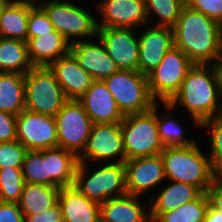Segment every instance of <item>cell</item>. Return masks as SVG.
<instances>
[{
    "instance_id": "1",
    "label": "cell",
    "mask_w": 222,
    "mask_h": 222,
    "mask_svg": "<svg viewBox=\"0 0 222 222\" xmlns=\"http://www.w3.org/2000/svg\"><path fill=\"white\" fill-rule=\"evenodd\" d=\"M173 28L174 46L194 64L215 65L222 51V25L184 5Z\"/></svg>"
},
{
    "instance_id": "2",
    "label": "cell",
    "mask_w": 222,
    "mask_h": 222,
    "mask_svg": "<svg viewBox=\"0 0 222 222\" xmlns=\"http://www.w3.org/2000/svg\"><path fill=\"white\" fill-rule=\"evenodd\" d=\"M220 103L222 104V84L216 66L194 64L178 93L169 103L162 105L169 110L175 109L177 104L182 105L191 113L195 125L200 127L202 122L222 115Z\"/></svg>"
},
{
    "instance_id": "3",
    "label": "cell",
    "mask_w": 222,
    "mask_h": 222,
    "mask_svg": "<svg viewBox=\"0 0 222 222\" xmlns=\"http://www.w3.org/2000/svg\"><path fill=\"white\" fill-rule=\"evenodd\" d=\"M165 178L192 184L207 192L217 175L210 158L205 156L197 142L188 146L165 147L160 153Z\"/></svg>"
},
{
    "instance_id": "4",
    "label": "cell",
    "mask_w": 222,
    "mask_h": 222,
    "mask_svg": "<svg viewBox=\"0 0 222 222\" xmlns=\"http://www.w3.org/2000/svg\"><path fill=\"white\" fill-rule=\"evenodd\" d=\"M86 174H88L87 164L78 162L73 186L98 204L127 194L124 163H104L87 179Z\"/></svg>"
},
{
    "instance_id": "5",
    "label": "cell",
    "mask_w": 222,
    "mask_h": 222,
    "mask_svg": "<svg viewBox=\"0 0 222 222\" xmlns=\"http://www.w3.org/2000/svg\"><path fill=\"white\" fill-rule=\"evenodd\" d=\"M121 132L126 160L158 155L165 148L159 137L156 105L149 111L124 116Z\"/></svg>"
},
{
    "instance_id": "6",
    "label": "cell",
    "mask_w": 222,
    "mask_h": 222,
    "mask_svg": "<svg viewBox=\"0 0 222 222\" xmlns=\"http://www.w3.org/2000/svg\"><path fill=\"white\" fill-rule=\"evenodd\" d=\"M104 82L124 116L149 111L158 103L150 93L147 75L140 71L117 70Z\"/></svg>"
},
{
    "instance_id": "7",
    "label": "cell",
    "mask_w": 222,
    "mask_h": 222,
    "mask_svg": "<svg viewBox=\"0 0 222 222\" xmlns=\"http://www.w3.org/2000/svg\"><path fill=\"white\" fill-rule=\"evenodd\" d=\"M25 109L55 117L69 100L46 66H34L25 74Z\"/></svg>"
},
{
    "instance_id": "8",
    "label": "cell",
    "mask_w": 222,
    "mask_h": 222,
    "mask_svg": "<svg viewBox=\"0 0 222 222\" xmlns=\"http://www.w3.org/2000/svg\"><path fill=\"white\" fill-rule=\"evenodd\" d=\"M37 6L45 11L55 30L70 44L77 42L76 38L97 37V19L70 0H50Z\"/></svg>"
},
{
    "instance_id": "9",
    "label": "cell",
    "mask_w": 222,
    "mask_h": 222,
    "mask_svg": "<svg viewBox=\"0 0 222 222\" xmlns=\"http://www.w3.org/2000/svg\"><path fill=\"white\" fill-rule=\"evenodd\" d=\"M194 63L179 48L173 46L160 64L148 75V85L153 99L169 103L178 93L183 80ZM158 97V98H157Z\"/></svg>"
},
{
    "instance_id": "10",
    "label": "cell",
    "mask_w": 222,
    "mask_h": 222,
    "mask_svg": "<svg viewBox=\"0 0 222 222\" xmlns=\"http://www.w3.org/2000/svg\"><path fill=\"white\" fill-rule=\"evenodd\" d=\"M58 147L74 153L83 152L93 125L82 104L69 99L55 115Z\"/></svg>"
},
{
    "instance_id": "11",
    "label": "cell",
    "mask_w": 222,
    "mask_h": 222,
    "mask_svg": "<svg viewBox=\"0 0 222 222\" xmlns=\"http://www.w3.org/2000/svg\"><path fill=\"white\" fill-rule=\"evenodd\" d=\"M117 156L120 160H115L114 163L126 161L121 123L93 124L86 146L78 156V162L98 160L109 163L108 160L116 159Z\"/></svg>"
},
{
    "instance_id": "12",
    "label": "cell",
    "mask_w": 222,
    "mask_h": 222,
    "mask_svg": "<svg viewBox=\"0 0 222 222\" xmlns=\"http://www.w3.org/2000/svg\"><path fill=\"white\" fill-rule=\"evenodd\" d=\"M16 140L27 150L58 147L55 117L24 109L16 118Z\"/></svg>"
},
{
    "instance_id": "13",
    "label": "cell",
    "mask_w": 222,
    "mask_h": 222,
    "mask_svg": "<svg viewBox=\"0 0 222 222\" xmlns=\"http://www.w3.org/2000/svg\"><path fill=\"white\" fill-rule=\"evenodd\" d=\"M134 28H98L97 37L118 70L138 71L139 38Z\"/></svg>"
},
{
    "instance_id": "14",
    "label": "cell",
    "mask_w": 222,
    "mask_h": 222,
    "mask_svg": "<svg viewBox=\"0 0 222 222\" xmlns=\"http://www.w3.org/2000/svg\"><path fill=\"white\" fill-rule=\"evenodd\" d=\"M124 164L127 194L144 195L166 179L160 154L129 159Z\"/></svg>"
},
{
    "instance_id": "15",
    "label": "cell",
    "mask_w": 222,
    "mask_h": 222,
    "mask_svg": "<svg viewBox=\"0 0 222 222\" xmlns=\"http://www.w3.org/2000/svg\"><path fill=\"white\" fill-rule=\"evenodd\" d=\"M98 9L102 21L98 28H135L147 23L145 0H101Z\"/></svg>"
},
{
    "instance_id": "16",
    "label": "cell",
    "mask_w": 222,
    "mask_h": 222,
    "mask_svg": "<svg viewBox=\"0 0 222 222\" xmlns=\"http://www.w3.org/2000/svg\"><path fill=\"white\" fill-rule=\"evenodd\" d=\"M139 37L138 71L148 75L174 46L173 28L155 26L146 28Z\"/></svg>"
},
{
    "instance_id": "17",
    "label": "cell",
    "mask_w": 222,
    "mask_h": 222,
    "mask_svg": "<svg viewBox=\"0 0 222 222\" xmlns=\"http://www.w3.org/2000/svg\"><path fill=\"white\" fill-rule=\"evenodd\" d=\"M78 101L93 124L121 123L124 119L104 80H94Z\"/></svg>"
},
{
    "instance_id": "18",
    "label": "cell",
    "mask_w": 222,
    "mask_h": 222,
    "mask_svg": "<svg viewBox=\"0 0 222 222\" xmlns=\"http://www.w3.org/2000/svg\"><path fill=\"white\" fill-rule=\"evenodd\" d=\"M77 40V42L70 44V53L75 57L80 67L94 80H104L118 70L98 38L99 44L87 39L84 40V38Z\"/></svg>"
},
{
    "instance_id": "19",
    "label": "cell",
    "mask_w": 222,
    "mask_h": 222,
    "mask_svg": "<svg viewBox=\"0 0 222 222\" xmlns=\"http://www.w3.org/2000/svg\"><path fill=\"white\" fill-rule=\"evenodd\" d=\"M48 67L68 99L78 100L94 82L93 77L80 67L70 52Z\"/></svg>"
},
{
    "instance_id": "20",
    "label": "cell",
    "mask_w": 222,
    "mask_h": 222,
    "mask_svg": "<svg viewBox=\"0 0 222 222\" xmlns=\"http://www.w3.org/2000/svg\"><path fill=\"white\" fill-rule=\"evenodd\" d=\"M58 204L63 222H100V204L88 199L73 185L61 188Z\"/></svg>"
},
{
    "instance_id": "21",
    "label": "cell",
    "mask_w": 222,
    "mask_h": 222,
    "mask_svg": "<svg viewBox=\"0 0 222 222\" xmlns=\"http://www.w3.org/2000/svg\"><path fill=\"white\" fill-rule=\"evenodd\" d=\"M139 199L132 194L108 199L100 204V222H151L145 210L149 204L142 205Z\"/></svg>"
},
{
    "instance_id": "22",
    "label": "cell",
    "mask_w": 222,
    "mask_h": 222,
    "mask_svg": "<svg viewBox=\"0 0 222 222\" xmlns=\"http://www.w3.org/2000/svg\"><path fill=\"white\" fill-rule=\"evenodd\" d=\"M29 58L34 66L48 67L70 52V43L56 30L27 39Z\"/></svg>"
},
{
    "instance_id": "23",
    "label": "cell",
    "mask_w": 222,
    "mask_h": 222,
    "mask_svg": "<svg viewBox=\"0 0 222 222\" xmlns=\"http://www.w3.org/2000/svg\"><path fill=\"white\" fill-rule=\"evenodd\" d=\"M171 183L149 202L151 222H154L162 213L175 210L203 193L192 184L177 181H171Z\"/></svg>"
},
{
    "instance_id": "24",
    "label": "cell",
    "mask_w": 222,
    "mask_h": 222,
    "mask_svg": "<svg viewBox=\"0 0 222 222\" xmlns=\"http://www.w3.org/2000/svg\"><path fill=\"white\" fill-rule=\"evenodd\" d=\"M61 188L38 183H24L18 205L24 216L37 215L58 204Z\"/></svg>"
},
{
    "instance_id": "25",
    "label": "cell",
    "mask_w": 222,
    "mask_h": 222,
    "mask_svg": "<svg viewBox=\"0 0 222 222\" xmlns=\"http://www.w3.org/2000/svg\"><path fill=\"white\" fill-rule=\"evenodd\" d=\"M78 157L60 147L47 149L49 186L64 188L74 184Z\"/></svg>"
},
{
    "instance_id": "26",
    "label": "cell",
    "mask_w": 222,
    "mask_h": 222,
    "mask_svg": "<svg viewBox=\"0 0 222 222\" xmlns=\"http://www.w3.org/2000/svg\"><path fill=\"white\" fill-rule=\"evenodd\" d=\"M33 67L26 41L0 37V73L26 74Z\"/></svg>"
},
{
    "instance_id": "27",
    "label": "cell",
    "mask_w": 222,
    "mask_h": 222,
    "mask_svg": "<svg viewBox=\"0 0 222 222\" xmlns=\"http://www.w3.org/2000/svg\"><path fill=\"white\" fill-rule=\"evenodd\" d=\"M33 6L10 0L0 13V37L27 41V26Z\"/></svg>"
},
{
    "instance_id": "28",
    "label": "cell",
    "mask_w": 222,
    "mask_h": 222,
    "mask_svg": "<svg viewBox=\"0 0 222 222\" xmlns=\"http://www.w3.org/2000/svg\"><path fill=\"white\" fill-rule=\"evenodd\" d=\"M25 74L0 73V111L18 115L25 109Z\"/></svg>"
},
{
    "instance_id": "29",
    "label": "cell",
    "mask_w": 222,
    "mask_h": 222,
    "mask_svg": "<svg viewBox=\"0 0 222 222\" xmlns=\"http://www.w3.org/2000/svg\"><path fill=\"white\" fill-rule=\"evenodd\" d=\"M210 205L206 192L181 207L162 213L154 222H203Z\"/></svg>"
},
{
    "instance_id": "30",
    "label": "cell",
    "mask_w": 222,
    "mask_h": 222,
    "mask_svg": "<svg viewBox=\"0 0 222 222\" xmlns=\"http://www.w3.org/2000/svg\"><path fill=\"white\" fill-rule=\"evenodd\" d=\"M21 170L25 183L49 185L47 149L28 150L25 154Z\"/></svg>"
},
{
    "instance_id": "31",
    "label": "cell",
    "mask_w": 222,
    "mask_h": 222,
    "mask_svg": "<svg viewBox=\"0 0 222 222\" xmlns=\"http://www.w3.org/2000/svg\"><path fill=\"white\" fill-rule=\"evenodd\" d=\"M156 104V118L159 131V137L164 147L188 146L195 144V140L184 137L182 125L174 120L172 115H159L157 113ZM181 125V126H180Z\"/></svg>"
},
{
    "instance_id": "32",
    "label": "cell",
    "mask_w": 222,
    "mask_h": 222,
    "mask_svg": "<svg viewBox=\"0 0 222 222\" xmlns=\"http://www.w3.org/2000/svg\"><path fill=\"white\" fill-rule=\"evenodd\" d=\"M24 183L21 168H0V201L18 203Z\"/></svg>"
},
{
    "instance_id": "33",
    "label": "cell",
    "mask_w": 222,
    "mask_h": 222,
    "mask_svg": "<svg viewBox=\"0 0 222 222\" xmlns=\"http://www.w3.org/2000/svg\"><path fill=\"white\" fill-rule=\"evenodd\" d=\"M145 6L148 20L154 12L160 17L156 26L173 27L180 16L184 0H145Z\"/></svg>"
},
{
    "instance_id": "34",
    "label": "cell",
    "mask_w": 222,
    "mask_h": 222,
    "mask_svg": "<svg viewBox=\"0 0 222 222\" xmlns=\"http://www.w3.org/2000/svg\"><path fill=\"white\" fill-rule=\"evenodd\" d=\"M202 128H209L211 144L209 158L214 173L218 176L222 172V115L206 120L200 124Z\"/></svg>"
},
{
    "instance_id": "35",
    "label": "cell",
    "mask_w": 222,
    "mask_h": 222,
    "mask_svg": "<svg viewBox=\"0 0 222 222\" xmlns=\"http://www.w3.org/2000/svg\"><path fill=\"white\" fill-rule=\"evenodd\" d=\"M27 151L17 140L0 143V168H22Z\"/></svg>"
},
{
    "instance_id": "36",
    "label": "cell",
    "mask_w": 222,
    "mask_h": 222,
    "mask_svg": "<svg viewBox=\"0 0 222 222\" xmlns=\"http://www.w3.org/2000/svg\"><path fill=\"white\" fill-rule=\"evenodd\" d=\"M55 31L47 14L40 6L30 9L27 26V39L38 37L39 34H45Z\"/></svg>"
},
{
    "instance_id": "37",
    "label": "cell",
    "mask_w": 222,
    "mask_h": 222,
    "mask_svg": "<svg viewBox=\"0 0 222 222\" xmlns=\"http://www.w3.org/2000/svg\"><path fill=\"white\" fill-rule=\"evenodd\" d=\"M187 6L222 25V0H192Z\"/></svg>"
},
{
    "instance_id": "38",
    "label": "cell",
    "mask_w": 222,
    "mask_h": 222,
    "mask_svg": "<svg viewBox=\"0 0 222 222\" xmlns=\"http://www.w3.org/2000/svg\"><path fill=\"white\" fill-rule=\"evenodd\" d=\"M16 115L0 111V143L16 140Z\"/></svg>"
},
{
    "instance_id": "39",
    "label": "cell",
    "mask_w": 222,
    "mask_h": 222,
    "mask_svg": "<svg viewBox=\"0 0 222 222\" xmlns=\"http://www.w3.org/2000/svg\"><path fill=\"white\" fill-rule=\"evenodd\" d=\"M0 222H24V215L18 203L0 201Z\"/></svg>"
},
{
    "instance_id": "40",
    "label": "cell",
    "mask_w": 222,
    "mask_h": 222,
    "mask_svg": "<svg viewBox=\"0 0 222 222\" xmlns=\"http://www.w3.org/2000/svg\"><path fill=\"white\" fill-rule=\"evenodd\" d=\"M24 222H63L59 204L37 215L24 216Z\"/></svg>"
},
{
    "instance_id": "41",
    "label": "cell",
    "mask_w": 222,
    "mask_h": 222,
    "mask_svg": "<svg viewBox=\"0 0 222 222\" xmlns=\"http://www.w3.org/2000/svg\"><path fill=\"white\" fill-rule=\"evenodd\" d=\"M210 205L217 211L222 212V180L217 176L207 189Z\"/></svg>"
},
{
    "instance_id": "42",
    "label": "cell",
    "mask_w": 222,
    "mask_h": 222,
    "mask_svg": "<svg viewBox=\"0 0 222 222\" xmlns=\"http://www.w3.org/2000/svg\"><path fill=\"white\" fill-rule=\"evenodd\" d=\"M203 222H222V212L215 210L209 205Z\"/></svg>"
},
{
    "instance_id": "43",
    "label": "cell",
    "mask_w": 222,
    "mask_h": 222,
    "mask_svg": "<svg viewBox=\"0 0 222 222\" xmlns=\"http://www.w3.org/2000/svg\"><path fill=\"white\" fill-rule=\"evenodd\" d=\"M216 68H217V72H218V76H219V80L222 84V51L220 52V55L216 61L215 64Z\"/></svg>"
},
{
    "instance_id": "44",
    "label": "cell",
    "mask_w": 222,
    "mask_h": 222,
    "mask_svg": "<svg viewBox=\"0 0 222 222\" xmlns=\"http://www.w3.org/2000/svg\"><path fill=\"white\" fill-rule=\"evenodd\" d=\"M15 1L23 3V4L31 5L33 7L38 5V4L35 5L36 0H15Z\"/></svg>"
},
{
    "instance_id": "45",
    "label": "cell",
    "mask_w": 222,
    "mask_h": 222,
    "mask_svg": "<svg viewBox=\"0 0 222 222\" xmlns=\"http://www.w3.org/2000/svg\"><path fill=\"white\" fill-rule=\"evenodd\" d=\"M10 0H0V13L4 6L9 2Z\"/></svg>"
},
{
    "instance_id": "46",
    "label": "cell",
    "mask_w": 222,
    "mask_h": 222,
    "mask_svg": "<svg viewBox=\"0 0 222 222\" xmlns=\"http://www.w3.org/2000/svg\"><path fill=\"white\" fill-rule=\"evenodd\" d=\"M192 0H184V5H188Z\"/></svg>"
},
{
    "instance_id": "47",
    "label": "cell",
    "mask_w": 222,
    "mask_h": 222,
    "mask_svg": "<svg viewBox=\"0 0 222 222\" xmlns=\"http://www.w3.org/2000/svg\"><path fill=\"white\" fill-rule=\"evenodd\" d=\"M218 177L222 180V172L218 175Z\"/></svg>"
}]
</instances>
